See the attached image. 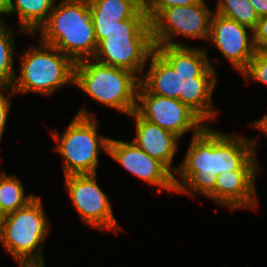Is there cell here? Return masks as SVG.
Segmentation results:
<instances>
[{"instance_id":"6da1fadb","label":"cell","mask_w":267,"mask_h":267,"mask_svg":"<svg viewBox=\"0 0 267 267\" xmlns=\"http://www.w3.org/2000/svg\"><path fill=\"white\" fill-rule=\"evenodd\" d=\"M207 55L206 49L191 46L155 47L140 84L151 94L178 99L204 123L212 121L217 114L211 100L217 74Z\"/></svg>"},{"instance_id":"7a4b0ae2","label":"cell","mask_w":267,"mask_h":267,"mask_svg":"<svg viewBox=\"0 0 267 267\" xmlns=\"http://www.w3.org/2000/svg\"><path fill=\"white\" fill-rule=\"evenodd\" d=\"M257 139L217 132L205 127L192 136L185 157L174 172L175 192L201 193L215 201L216 177L233 170H259L255 154Z\"/></svg>"},{"instance_id":"3957f363","label":"cell","mask_w":267,"mask_h":267,"mask_svg":"<svg viewBox=\"0 0 267 267\" xmlns=\"http://www.w3.org/2000/svg\"><path fill=\"white\" fill-rule=\"evenodd\" d=\"M40 41L75 62L95 56L98 43L88 0H62L39 28Z\"/></svg>"},{"instance_id":"277c9868","label":"cell","mask_w":267,"mask_h":267,"mask_svg":"<svg viewBox=\"0 0 267 267\" xmlns=\"http://www.w3.org/2000/svg\"><path fill=\"white\" fill-rule=\"evenodd\" d=\"M95 35L98 48L94 60L128 70L141 79L138 75L144 71L145 63L155 50L144 6L132 18Z\"/></svg>"},{"instance_id":"5b68a950","label":"cell","mask_w":267,"mask_h":267,"mask_svg":"<svg viewBox=\"0 0 267 267\" xmlns=\"http://www.w3.org/2000/svg\"><path fill=\"white\" fill-rule=\"evenodd\" d=\"M90 58L75 64L74 85L86 95L121 113L136 111L140 79L132 72Z\"/></svg>"},{"instance_id":"8992f818","label":"cell","mask_w":267,"mask_h":267,"mask_svg":"<svg viewBox=\"0 0 267 267\" xmlns=\"http://www.w3.org/2000/svg\"><path fill=\"white\" fill-rule=\"evenodd\" d=\"M18 55L20 72L12 84L16 94L33 92L49 96L61 86L74 85L76 62L54 46L39 40L38 46Z\"/></svg>"},{"instance_id":"52a82bcc","label":"cell","mask_w":267,"mask_h":267,"mask_svg":"<svg viewBox=\"0 0 267 267\" xmlns=\"http://www.w3.org/2000/svg\"><path fill=\"white\" fill-rule=\"evenodd\" d=\"M49 226L41 197L36 196L5 216L0 242L19 265H44L42 245Z\"/></svg>"},{"instance_id":"ba28073f","label":"cell","mask_w":267,"mask_h":267,"mask_svg":"<svg viewBox=\"0 0 267 267\" xmlns=\"http://www.w3.org/2000/svg\"><path fill=\"white\" fill-rule=\"evenodd\" d=\"M86 109V106L80 108L62 135L51 132L56 142H59L55 150L63 157L64 176L97 174L100 149L108 154L111 138L98 134L97 122Z\"/></svg>"},{"instance_id":"9c48e42d","label":"cell","mask_w":267,"mask_h":267,"mask_svg":"<svg viewBox=\"0 0 267 267\" xmlns=\"http://www.w3.org/2000/svg\"><path fill=\"white\" fill-rule=\"evenodd\" d=\"M212 10L205 1L192 5L170 7L163 10L151 23L154 47L189 46L174 42L175 36L208 40Z\"/></svg>"},{"instance_id":"30bf717a","label":"cell","mask_w":267,"mask_h":267,"mask_svg":"<svg viewBox=\"0 0 267 267\" xmlns=\"http://www.w3.org/2000/svg\"><path fill=\"white\" fill-rule=\"evenodd\" d=\"M136 112L179 138L190 129L196 136L206 127L204 121L178 99L151 94L141 84L137 90Z\"/></svg>"},{"instance_id":"8fae6325","label":"cell","mask_w":267,"mask_h":267,"mask_svg":"<svg viewBox=\"0 0 267 267\" xmlns=\"http://www.w3.org/2000/svg\"><path fill=\"white\" fill-rule=\"evenodd\" d=\"M97 174H71L65 176V187L81 219L101 230L121 229L108 196L97 184Z\"/></svg>"},{"instance_id":"7c38bea8","label":"cell","mask_w":267,"mask_h":267,"mask_svg":"<svg viewBox=\"0 0 267 267\" xmlns=\"http://www.w3.org/2000/svg\"><path fill=\"white\" fill-rule=\"evenodd\" d=\"M251 34H248V31ZM232 67L242 73L256 53L253 31L213 11L209 39Z\"/></svg>"},{"instance_id":"4fadbf2b","label":"cell","mask_w":267,"mask_h":267,"mask_svg":"<svg viewBox=\"0 0 267 267\" xmlns=\"http://www.w3.org/2000/svg\"><path fill=\"white\" fill-rule=\"evenodd\" d=\"M108 155L121 166L148 183L157 186L158 192L162 189L175 191L174 177L161 162L150 157L132 140L121 141L110 139Z\"/></svg>"},{"instance_id":"5bb4252c","label":"cell","mask_w":267,"mask_h":267,"mask_svg":"<svg viewBox=\"0 0 267 267\" xmlns=\"http://www.w3.org/2000/svg\"><path fill=\"white\" fill-rule=\"evenodd\" d=\"M260 170H233L222 172L216 177L215 201L229 209H255V179Z\"/></svg>"},{"instance_id":"9a60e30c","label":"cell","mask_w":267,"mask_h":267,"mask_svg":"<svg viewBox=\"0 0 267 267\" xmlns=\"http://www.w3.org/2000/svg\"><path fill=\"white\" fill-rule=\"evenodd\" d=\"M129 116L134 118L136 136L132 140L150 157L161 162L172 173V161L178 149L179 137L160 126L143 119L136 111Z\"/></svg>"},{"instance_id":"2e32d148","label":"cell","mask_w":267,"mask_h":267,"mask_svg":"<svg viewBox=\"0 0 267 267\" xmlns=\"http://www.w3.org/2000/svg\"><path fill=\"white\" fill-rule=\"evenodd\" d=\"M95 33L109 31L118 22L132 18L143 6V0H88Z\"/></svg>"},{"instance_id":"e0dca14e","label":"cell","mask_w":267,"mask_h":267,"mask_svg":"<svg viewBox=\"0 0 267 267\" xmlns=\"http://www.w3.org/2000/svg\"><path fill=\"white\" fill-rule=\"evenodd\" d=\"M55 0H11L3 15L18 13L20 33L35 35L37 30L47 21L54 8Z\"/></svg>"},{"instance_id":"ac0fdd59","label":"cell","mask_w":267,"mask_h":267,"mask_svg":"<svg viewBox=\"0 0 267 267\" xmlns=\"http://www.w3.org/2000/svg\"><path fill=\"white\" fill-rule=\"evenodd\" d=\"M36 196L24 193V187L16 175L0 174V209L7 215L26 206Z\"/></svg>"},{"instance_id":"d6986e66","label":"cell","mask_w":267,"mask_h":267,"mask_svg":"<svg viewBox=\"0 0 267 267\" xmlns=\"http://www.w3.org/2000/svg\"><path fill=\"white\" fill-rule=\"evenodd\" d=\"M215 13L255 29L260 17L249 0H218Z\"/></svg>"},{"instance_id":"ffe728a7","label":"cell","mask_w":267,"mask_h":267,"mask_svg":"<svg viewBox=\"0 0 267 267\" xmlns=\"http://www.w3.org/2000/svg\"><path fill=\"white\" fill-rule=\"evenodd\" d=\"M3 20H0V80L6 86H12L16 76L15 69L13 68L15 50L14 31L10 28L8 29Z\"/></svg>"},{"instance_id":"44dd1931","label":"cell","mask_w":267,"mask_h":267,"mask_svg":"<svg viewBox=\"0 0 267 267\" xmlns=\"http://www.w3.org/2000/svg\"><path fill=\"white\" fill-rule=\"evenodd\" d=\"M245 78L267 85V56L256 51L248 67L241 73Z\"/></svg>"},{"instance_id":"7402d4cb","label":"cell","mask_w":267,"mask_h":267,"mask_svg":"<svg viewBox=\"0 0 267 267\" xmlns=\"http://www.w3.org/2000/svg\"><path fill=\"white\" fill-rule=\"evenodd\" d=\"M144 10L150 23L165 9L177 6H187L199 0H143Z\"/></svg>"},{"instance_id":"603a6c76","label":"cell","mask_w":267,"mask_h":267,"mask_svg":"<svg viewBox=\"0 0 267 267\" xmlns=\"http://www.w3.org/2000/svg\"><path fill=\"white\" fill-rule=\"evenodd\" d=\"M3 90L7 91V95L16 94L12 88V86H5L0 91V141L3 136V132L5 130V125L7 123V116L9 115V111L11 109V101L10 98L4 95Z\"/></svg>"},{"instance_id":"cb8c5ba5","label":"cell","mask_w":267,"mask_h":267,"mask_svg":"<svg viewBox=\"0 0 267 267\" xmlns=\"http://www.w3.org/2000/svg\"><path fill=\"white\" fill-rule=\"evenodd\" d=\"M254 45L261 51L267 45V16L261 17L253 30Z\"/></svg>"},{"instance_id":"d4e9b609","label":"cell","mask_w":267,"mask_h":267,"mask_svg":"<svg viewBox=\"0 0 267 267\" xmlns=\"http://www.w3.org/2000/svg\"><path fill=\"white\" fill-rule=\"evenodd\" d=\"M258 16H267V0H249Z\"/></svg>"},{"instance_id":"484cf974","label":"cell","mask_w":267,"mask_h":267,"mask_svg":"<svg viewBox=\"0 0 267 267\" xmlns=\"http://www.w3.org/2000/svg\"><path fill=\"white\" fill-rule=\"evenodd\" d=\"M253 127H256L260 130H262V132H266L267 133V114L265 116H263L262 118L256 120L255 122H252Z\"/></svg>"},{"instance_id":"4316f807","label":"cell","mask_w":267,"mask_h":267,"mask_svg":"<svg viewBox=\"0 0 267 267\" xmlns=\"http://www.w3.org/2000/svg\"><path fill=\"white\" fill-rule=\"evenodd\" d=\"M11 0H0V14L2 15L8 8Z\"/></svg>"},{"instance_id":"83f0119b","label":"cell","mask_w":267,"mask_h":267,"mask_svg":"<svg viewBox=\"0 0 267 267\" xmlns=\"http://www.w3.org/2000/svg\"><path fill=\"white\" fill-rule=\"evenodd\" d=\"M5 216L6 215L0 209V235H1L2 230H3V225H4V222H5Z\"/></svg>"},{"instance_id":"f1b7e54d","label":"cell","mask_w":267,"mask_h":267,"mask_svg":"<svg viewBox=\"0 0 267 267\" xmlns=\"http://www.w3.org/2000/svg\"><path fill=\"white\" fill-rule=\"evenodd\" d=\"M19 267H45V265H19Z\"/></svg>"},{"instance_id":"f546056e","label":"cell","mask_w":267,"mask_h":267,"mask_svg":"<svg viewBox=\"0 0 267 267\" xmlns=\"http://www.w3.org/2000/svg\"><path fill=\"white\" fill-rule=\"evenodd\" d=\"M261 52L267 56V45L261 50Z\"/></svg>"},{"instance_id":"4dcf8cb0","label":"cell","mask_w":267,"mask_h":267,"mask_svg":"<svg viewBox=\"0 0 267 267\" xmlns=\"http://www.w3.org/2000/svg\"><path fill=\"white\" fill-rule=\"evenodd\" d=\"M6 85L0 80V91L5 87Z\"/></svg>"}]
</instances>
